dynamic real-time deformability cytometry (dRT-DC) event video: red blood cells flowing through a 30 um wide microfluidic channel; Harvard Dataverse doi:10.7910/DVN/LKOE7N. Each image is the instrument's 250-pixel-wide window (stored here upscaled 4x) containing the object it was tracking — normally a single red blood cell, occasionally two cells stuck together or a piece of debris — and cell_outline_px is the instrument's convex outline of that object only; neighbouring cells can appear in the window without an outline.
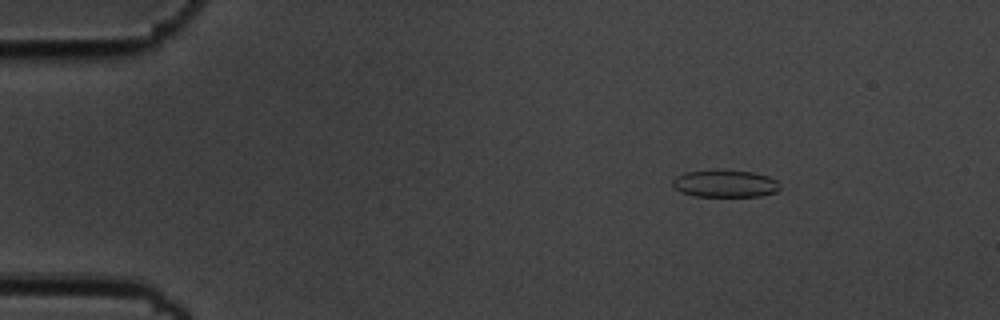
{"species": "common noctule bat (a hibernating species)", "species_latin": "Nyctalus noctula", "temperature_condition": "cold", "stored_images_in_passage": 4, "camera_frame_rate_fps": 3000, "um_per_image_px": 0.085, "animal": {"sex": "male", "body_mass_g": 19.5, "forearm_length_mm": 54.6}, "frame": {"image": 1, "passage_image": 2, "time_ms": 0.333, "image_size_px": [1000, 320], "cell_outline_px": [[780, 188], [776, 192], [760, 196], [692, 196], [680, 192], [672, 184], [672, 180], [676, 176], [684, 172], [716, 168], [720, 168], [752, 172], [768, 176], [776, 180]], "centroid_in_image_um": [61.59, 15.58], "position_along_channel_um": 23.4, "area_um2": 17.51}}